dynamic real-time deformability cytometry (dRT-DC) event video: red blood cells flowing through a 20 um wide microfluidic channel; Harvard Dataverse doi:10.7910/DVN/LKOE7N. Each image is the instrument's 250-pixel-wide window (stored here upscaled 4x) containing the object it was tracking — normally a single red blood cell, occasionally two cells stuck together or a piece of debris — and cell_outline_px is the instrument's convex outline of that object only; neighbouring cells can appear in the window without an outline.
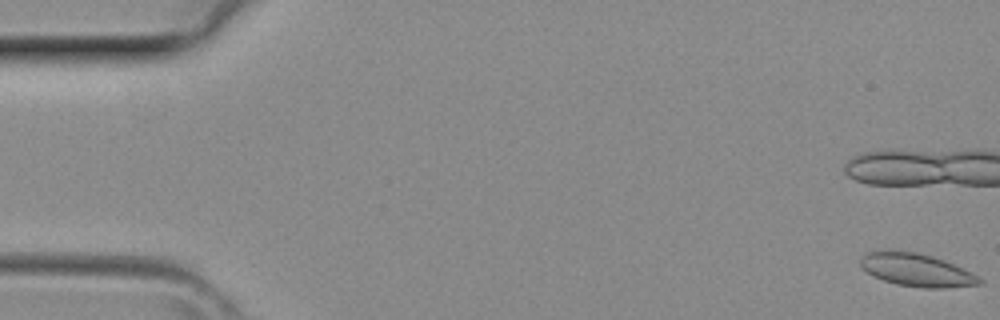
{"species": "common noctule bat (a hibernating species)", "species_latin": "Nyctalus noctula", "temperature_condition": "room temperature", "stored_images_in_passage": 2, "camera_frame_rate_fps": 3000, "um_per_image_px": 0.085, "animal": {"sex": "female", "body_mass_g": 29.2, "forearm_length_mm": 56.3}, "frame": {"image": 1, "passage_image": 2, "time_ms": 0.333, "image_size_px": [1000, 320], "cell_outline_px": [[984, 284], [944, 288], [924, 288], [896, 284], [884, 280], [868, 272], [860, 264], [860, 256], [868, 252], [916, 252], [932, 256], [944, 260], [984, 280]], "centroid_in_image_um": [77.94, 22.97], "position_along_channel_um": 7.1, "area_um2": 22.14}}